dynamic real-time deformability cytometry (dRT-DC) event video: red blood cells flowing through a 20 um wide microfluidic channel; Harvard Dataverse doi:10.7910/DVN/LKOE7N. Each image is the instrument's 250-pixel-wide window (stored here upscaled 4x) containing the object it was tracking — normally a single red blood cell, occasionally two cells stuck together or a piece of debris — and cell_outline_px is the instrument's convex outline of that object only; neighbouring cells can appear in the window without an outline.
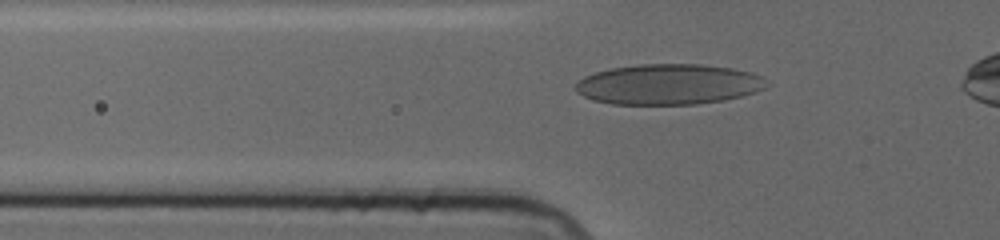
{"species": "human", "species_latin": "Homo sapiens", "temperature_condition": "cold", "stored_images_in_passage": 12, "camera_frame_rate_fps": 3000, "um_per_image_px": 0.085, "donor": {"sex": "male"}, "frame": {"image": 1, "passage_image": 12, "time_ms": 3.667, "image_size_px": [1000, 240], "cell_outline_px": [[764, 88], [756, 92], [724, 100], [696, 104], [612, 104], [592, 100], [576, 92], [572, 88], [584, 76], [608, 68], [636, 64], [700, 64], [732, 68], [752, 72], [764, 76]], "centroid_in_image_um": [56.78, 7.16], "position_along_channel_um": 69.0, "area_um2": 45.26}}